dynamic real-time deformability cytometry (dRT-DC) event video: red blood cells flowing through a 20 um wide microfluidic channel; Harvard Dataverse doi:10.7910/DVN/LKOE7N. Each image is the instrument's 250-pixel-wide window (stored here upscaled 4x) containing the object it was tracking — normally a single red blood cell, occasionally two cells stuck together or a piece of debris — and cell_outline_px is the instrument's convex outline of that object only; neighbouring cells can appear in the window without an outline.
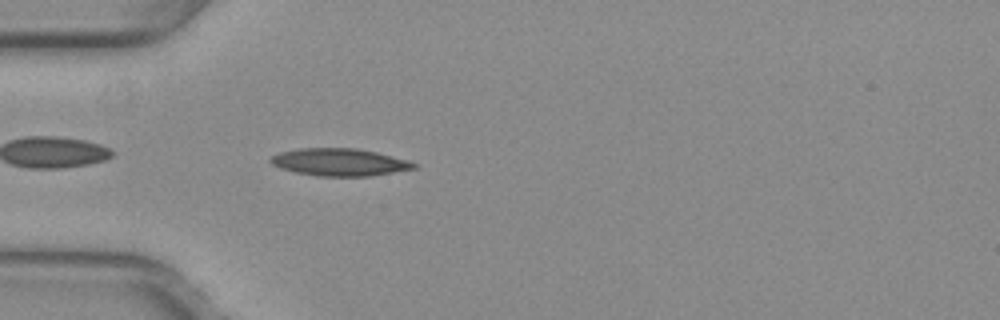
{"species": "common noctule bat (a hibernating species)", "species_latin": "Nyctalus noctula", "temperature_condition": "warm", "stored_images_in_passage": 39, "camera_frame_rate_fps": 3000, "um_per_image_px": 0.085, "animal": {"sex": "female", "body_mass_g": 29.2, "forearm_length_mm": 56.3}, "frame": {"image": 1, "passage_image": 3, "time_ms": 0.667, "image_size_px": [1000, 320], "cell_outline_px": [[416, 168], [368, 176], [316, 176], [296, 172], [280, 168], [272, 164], [268, 160], [272, 156], [280, 152], [300, 148], [356, 148], [376, 152], [408, 160], [416, 164]], "centroid_in_image_um": [28.82, 13.78], "position_along_channel_um": 56.2, "area_um2": 22.72}}
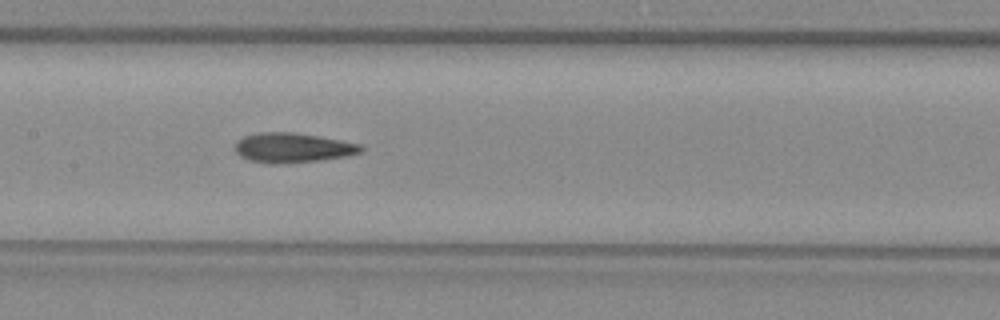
{"frame": {"image": 2, "passage_image": 13, "time_ms": 4.0, "image_size_px": [1000, 320], "cell_outline_px": [[364, 148], [360, 152], [348, 156], [320, 160], [284, 164], [268, 164], [248, 160], [240, 156], [236, 152], [236, 140], [244, 136], [260, 132], [292, 132], [340, 140], [360, 144]], "centroid_in_image_um": [24.85, 12.57], "position_along_channel_um": 182.6, "area_um2": 21.85}}
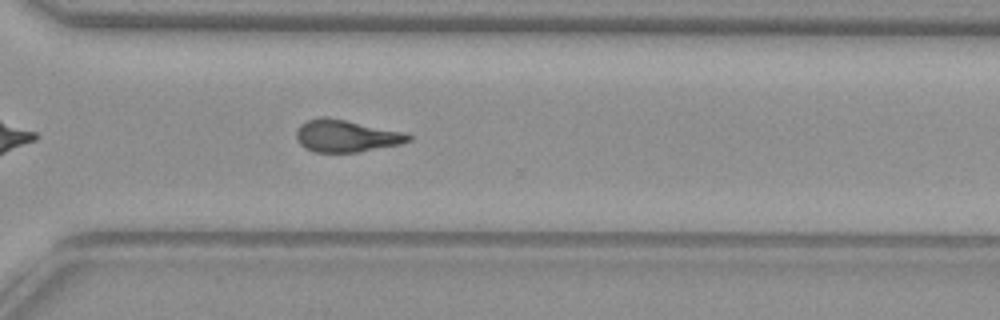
{"frame": {"image": 3, "passage_image": 25, "time_ms": 8.0, "image_size_px": [1000, 320], "cell_outline_px": [[412, 140], [400, 144], [356, 152], [312, 152], [304, 148], [300, 144], [296, 136], [296, 128], [300, 124], [308, 120], [320, 116], [324, 116], [404, 132], [412, 136]], "centroid_in_image_um": [29.38, 11.55], "position_along_channel_um": 341.2, "area_um2": 20.92}, "authors_computed_cell_mechanics": {"area_um2": 21.097, "velocity_mm_per_s": 3.9855, "shape_relaxation_time_tau1_ms": 10.3912, "shape_relaxation_time_tau2_ms": 1.6841, "deformation_change_tau1": 0.2517, "deformation_change_tau2": 0.0994}}